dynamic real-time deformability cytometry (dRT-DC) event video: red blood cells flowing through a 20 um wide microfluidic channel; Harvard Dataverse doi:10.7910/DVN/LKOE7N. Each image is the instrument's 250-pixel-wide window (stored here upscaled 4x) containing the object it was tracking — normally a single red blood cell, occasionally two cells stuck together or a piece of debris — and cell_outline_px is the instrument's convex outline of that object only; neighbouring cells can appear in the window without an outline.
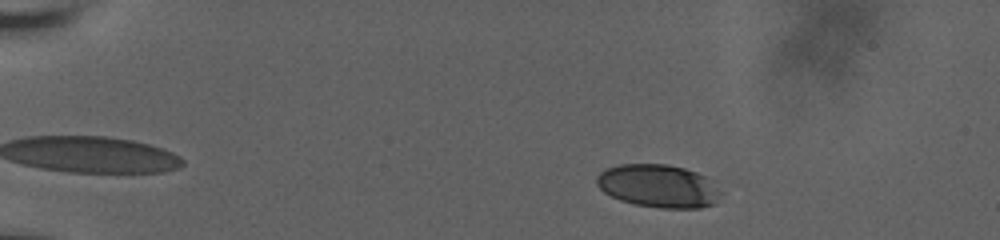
{"species": "human", "species_latin": "Homo sapiens", "temperature_condition": "room temperature", "stored_images_in_passage": 75, "camera_frame_rate_fps": 3000, "um_per_image_px": 0.085, "donor": {"sex": "male"}, "frame": {"image": 1, "passage_image": 4, "time_ms": 1.0, "image_size_px": [1000, 240], "cell_outline_px": [[724, 192], [716, 204], [700, 208], [660, 208], [636, 204], [620, 200], [604, 192], [596, 184], [596, 176], [600, 172], [608, 168], [620, 164], [668, 164], [684, 168], [708, 176]], "centroid_in_image_um": [56.04, 15.81], "position_along_channel_um": 29.0, "area_um2": 31.56}}
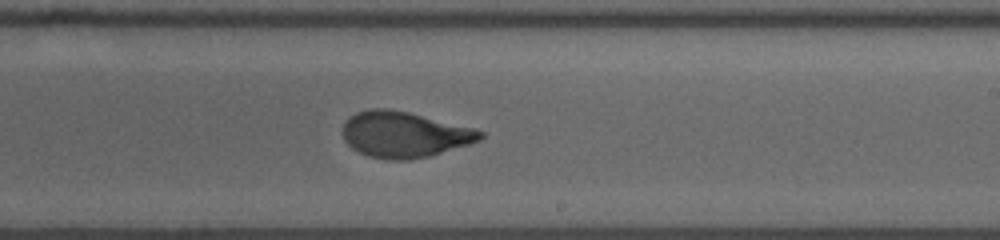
{"frame": {"image": 2, "passage_image": 32, "time_ms": 10.0, "image_size_px": [1000, 240], "cell_outline_px": [[484, 136], [480, 140], [432, 156], [408, 160], [384, 160], [368, 156], [352, 148], [344, 140], [340, 132], [344, 120], [348, 116], [356, 112], [372, 108], [388, 108], [408, 112], [476, 128], [484, 132]], "centroid_in_image_um": [34.33, 11.43], "position_along_channel_um": 254.7, "area_um2": 37.34}}
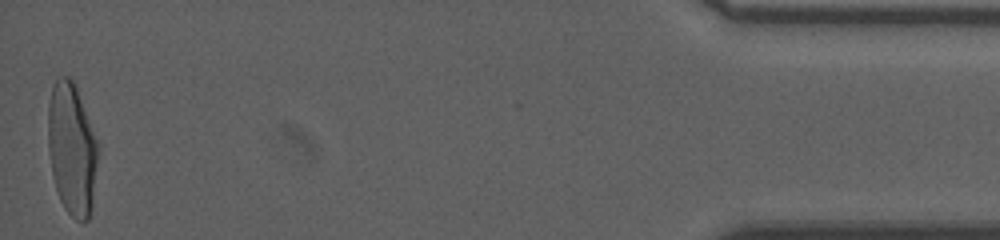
{"frame": {"image": 3, "passage_image": 75, "time_ms": 17.0, "image_size_px": [1000, 240], "cell_outline_px": [[100, 148], [92, 208], [88, 220], [76, 220], [64, 208], [60, 200], [52, 176], [48, 152], [48, 104], [52, 84], [56, 76], [68, 76], [72, 80], [76, 88], [100, 144]], "centroid_in_image_um": [6.12, 12.65], "position_along_channel_um": 429.1, "area_um2": 39.19}, "authors_computed_cell_mechanics": {"area_um2": 36.414, "velocity_mm_per_s": 3.6466, "shape_relaxation_time_tau1_ms": 5.3645, "shape_relaxation_time_tau2_ms": 0.9846, "deformation_change_tau1": 0.2359, "deformation_change_tau2": 0.0731}}